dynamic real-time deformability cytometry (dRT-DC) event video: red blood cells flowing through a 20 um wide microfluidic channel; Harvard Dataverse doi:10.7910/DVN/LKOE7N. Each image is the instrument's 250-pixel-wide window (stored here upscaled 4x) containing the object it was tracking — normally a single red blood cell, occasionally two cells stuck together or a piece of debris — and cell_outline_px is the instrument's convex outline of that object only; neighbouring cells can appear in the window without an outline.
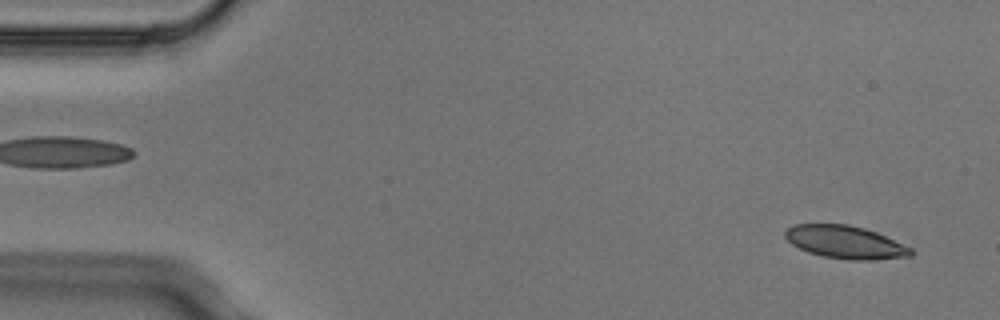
{"species": "Egyptian fruit bat (a non-hibernating species)", "species_latin": "Rousettus aegyptiacus", "temperature_condition": "cold", "stored_images_in_passage": 5, "segment_of_instrument_passage": [2, 2], "camera_frame_rate_fps": 3000, "um_per_image_px": 0.085, "animal": {"sex": "male"}, "frame": {"image": 1, "passage_image": 5, "time_ms": 1.333, "image_size_px": [1000, 320], "cell_outline_px": [[912, 256], [872, 260], [848, 260], [824, 256], [808, 252], [792, 244], [784, 236], [784, 232], [792, 224], [848, 224], [864, 228], [876, 232], [912, 248]], "centroid_in_image_um": [71.84, 20.58], "position_along_channel_um": 13.2, "area_um2": 23.99}}